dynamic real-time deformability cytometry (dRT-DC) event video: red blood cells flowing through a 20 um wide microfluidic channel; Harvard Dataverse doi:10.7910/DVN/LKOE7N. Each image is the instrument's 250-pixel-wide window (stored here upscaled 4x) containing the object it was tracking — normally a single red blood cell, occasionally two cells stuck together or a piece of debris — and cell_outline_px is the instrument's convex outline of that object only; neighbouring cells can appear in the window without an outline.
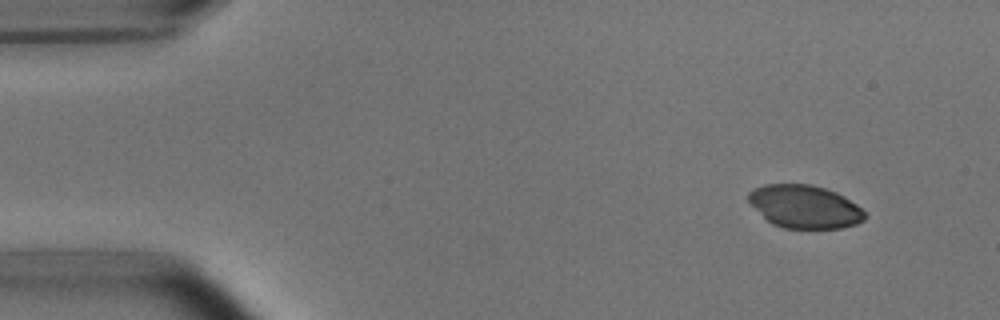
{"species": "common noctule bat (a hibernating species)", "species_latin": "Nyctalus noctula", "temperature_condition": "room temperature", "stored_images_in_passage": 4, "camera_frame_rate_fps": 3000, "um_per_image_px": 0.085, "animal": {"sex": "male", "body_mass_g": 15.6}, "frame": {"image": 1, "passage_image": 1, "time_ms": 0.0, "image_size_px": [1000, 320], "cell_outline_px": [[868, 216], [864, 220], [856, 224], [840, 228], [784, 228], [772, 224], [748, 200], [748, 192], [764, 184], [812, 184], [836, 192], [844, 196], [856, 204]], "centroid_in_image_um": [68.43, 17.56], "position_along_channel_um": 16.6, "area_um2": 28.96}}